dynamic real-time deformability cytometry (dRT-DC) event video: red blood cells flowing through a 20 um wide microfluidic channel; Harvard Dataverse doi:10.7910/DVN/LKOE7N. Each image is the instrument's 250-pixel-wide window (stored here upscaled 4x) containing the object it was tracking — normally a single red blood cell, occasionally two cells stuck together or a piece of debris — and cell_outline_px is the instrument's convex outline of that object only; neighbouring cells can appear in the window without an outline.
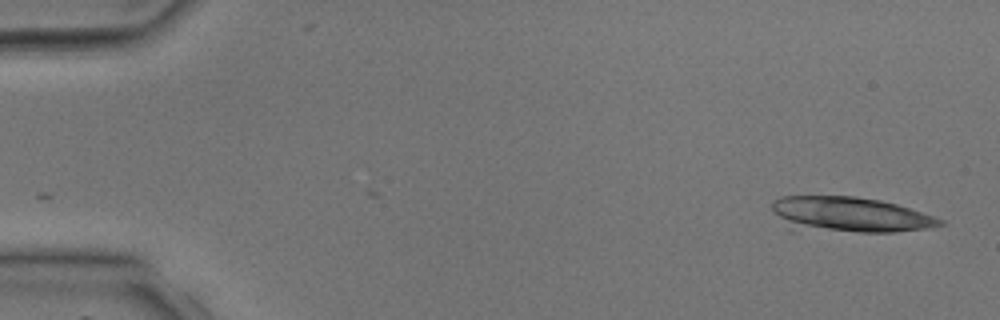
{"species": "common noctule bat (a hibernating species)", "species_latin": "Nyctalus noctula", "temperature_condition": "room temperature", "stored_images_in_passage": 21, "camera_frame_rate_fps": 3000, "um_per_image_px": 0.085, "animal": {"sex": "male", "body_mass_g": 17.9, "forearm_length_mm": 54.2}, "frame": {"image": 1, "passage_image": 1, "time_ms": 0.0, "image_size_px": [1000, 320], "cell_outline_px": [[948, 224], [928, 228], [896, 232], [788, 232], [772, 212], [772, 200], [780, 196], [856, 196], [880, 200], [896, 204], [944, 220]], "centroid_in_image_um": [72.07, 18.28], "position_along_channel_um": 12.9, "area_um2": 35.84}}